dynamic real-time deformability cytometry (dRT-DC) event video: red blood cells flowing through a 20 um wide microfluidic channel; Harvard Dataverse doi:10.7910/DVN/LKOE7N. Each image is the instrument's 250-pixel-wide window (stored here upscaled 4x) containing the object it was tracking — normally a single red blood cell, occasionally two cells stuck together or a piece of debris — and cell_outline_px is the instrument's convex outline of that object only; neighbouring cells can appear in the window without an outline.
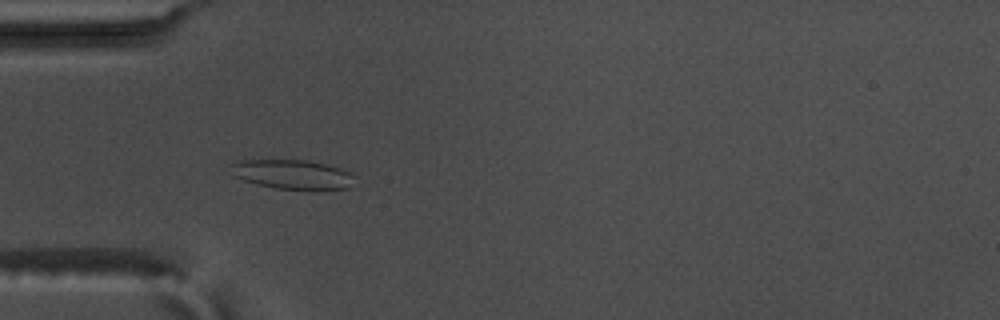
{"species": "common noctule bat (a hibernating species)", "species_latin": "Nyctalus noctula", "temperature_condition": "warm", "stored_images_in_passage": 43, "camera_frame_rate_fps": 3000, "um_per_image_px": 0.085, "animal": {"sex": "male", "body_mass_g": 17.5, "forearm_length_mm": 52.3}, "frame": {"image": 1, "passage_image": 4, "time_ms": 1.0, "image_size_px": [1000, 320], "cell_outline_px": [[352, 188], [276, 188], [256, 184], [232, 176], [228, 164], [236, 160], [308, 160], [340, 168], [352, 172]], "centroid_in_image_um": [24.76, 14.79], "position_along_channel_um": 60.2, "area_um2": 20.98}}
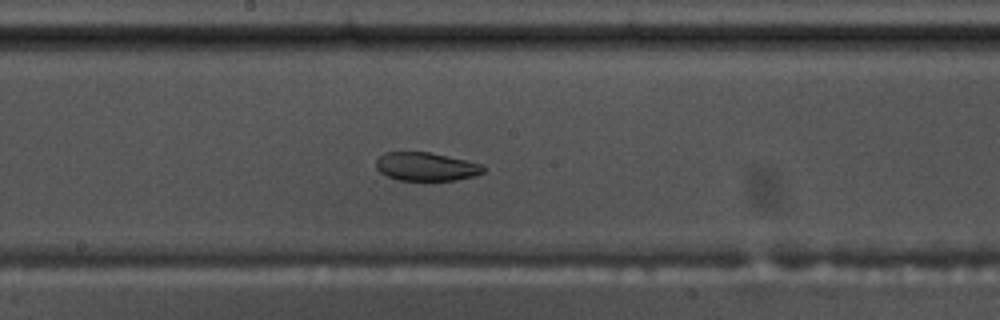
{"frame": {"image": 2, "passage_image": 17, "time_ms": 5.333, "image_size_px": [1000, 320], "cell_outline_px": [[484, 172], [476, 176], [456, 180], [396, 180], [380, 172], [376, 168], [376, 160], [384, 152], [428, 152], [448, 156], [484, 164]], "centroid_in_image_um": [36.24, 14.16], "position_along_channel_um": 212.0, "area_um2": 17.86}}
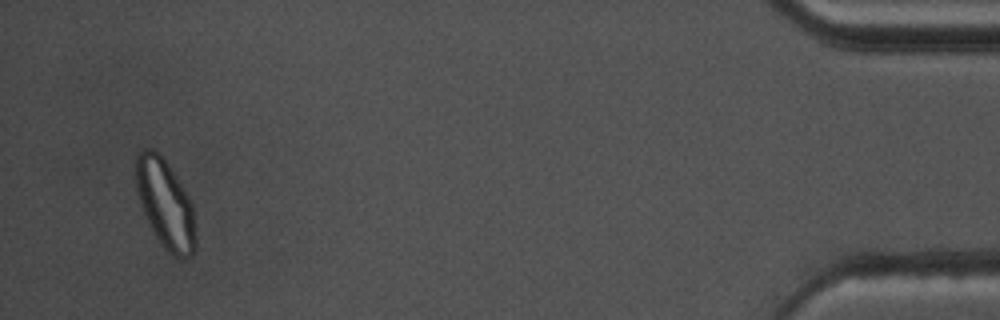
{"frame": {"image": 3, "passage_image": 41, "time_ms": 13.333, "image_size_px": [1000, 320], "cell_outline_px": [[196, 248], [192, 256], [184, 260], [180, 260], [172, 256], [160, 244], [148, 224], [140, 204], [136, 192], [132, 168], [136, 156], [140, 148], [152, 148], [168, 164], [188, 196], [192, 204], [196, 240]], "centroid_in_image_um": [14.0, 17.35], "position_along_channel_um": 421.2, "area_um2": 31.73}, "authors_computed_cell_mechanics": {"area_um2": 20.9814, "velocity_mm_per_s": 3.5917, "shape_relaxation_time_tau1_ms": null, "shape_relaxation_time_tau2_ms": 2.9308, "deformation_change_tau1": null, "deformation_change_tau2": 0.0701}}